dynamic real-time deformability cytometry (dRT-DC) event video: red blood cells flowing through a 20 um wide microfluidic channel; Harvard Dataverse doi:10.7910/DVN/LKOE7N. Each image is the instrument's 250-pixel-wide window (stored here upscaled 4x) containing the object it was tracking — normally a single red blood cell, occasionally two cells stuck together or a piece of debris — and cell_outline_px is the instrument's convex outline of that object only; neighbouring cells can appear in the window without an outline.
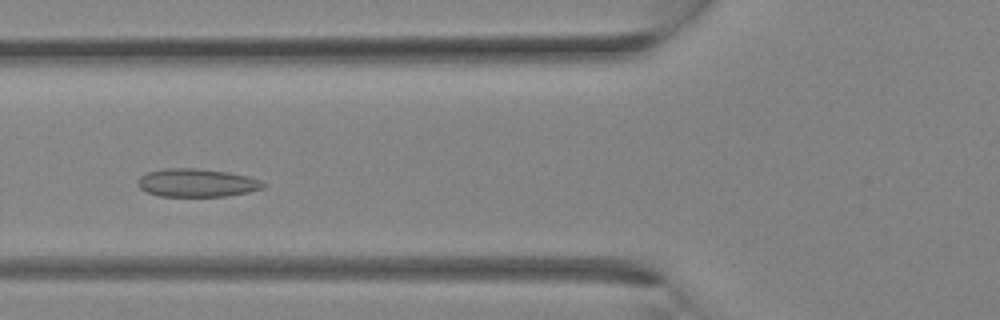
{"species": "Egyptian fruit bat (a non-hibernating species)", "species_latin": "Rousettus aegyptiacus", "temperature_condition": "room temperature", "stored_images_in_passage": 29, "camera_frame_rate_fps": 3000, "um_per_image_px": 0.085, "animal": {"sex": "female"}, "frame": {"image": 1, "passage_image": 10, "time_ms": 3.0, "image_size_px": [1000, 320], "cell_outline_px": [[264, 188], [248, 192], [224, 196], [160, 196], [148, 192], [140, 188], [140, 176], [148, 172], [164, 168], [196, 168], [228, 172], [248, 176], [260, 180], [264, 184]], "centroid_in_image_um": [16.75, 15.53], "position_along_channel_um": 109.0, "area_um2": 20.35}}
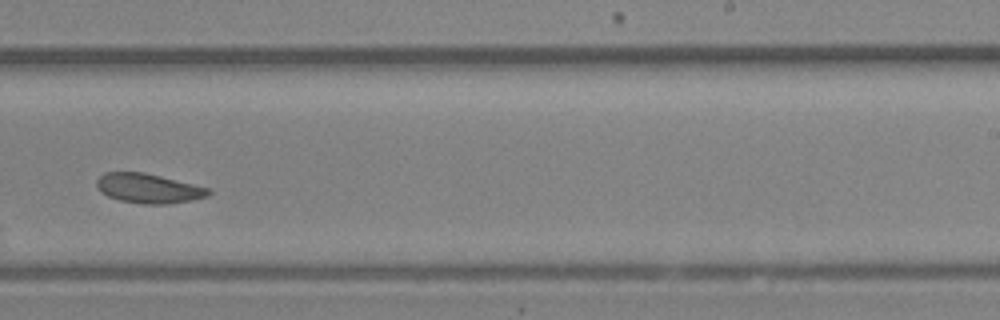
{"frame": {"image": 2, "passage_image": 18, "time_ms": 5.667, "image_size_px": [1000, 320], "cell_outline_px": [[212, 192], [208, 196], [192, 200], [164, 204], [144, 204], [120, 200], [108, 196], [100, 192], [96, 188], [96, 180], [104, 172], [144, 172], [208, 188]], "centroid_in_image_um": [12.58, 16.01], "position_along_channel_um": 276.4, "area_um2": 19.13}}
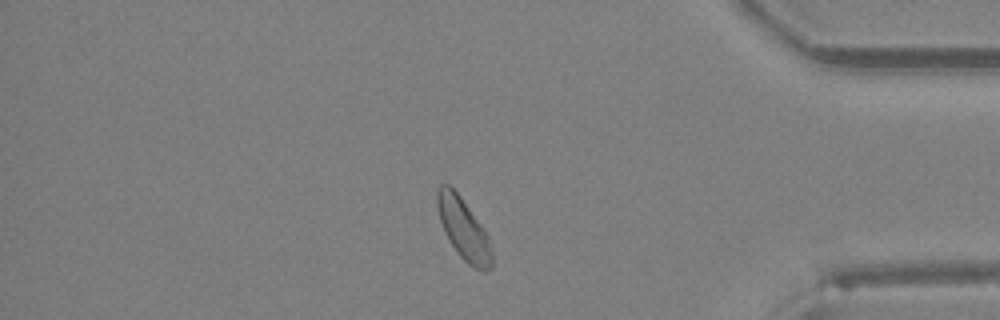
{"frame": {"image": 3, "passage_image": 25, "time_ms": 8.0, "image_size_px": [1000, 320], "cell_outline_px": [[492, 268], [484, 272], [472, 268], [456, 252], [448, 240], [444, 232], [440, 220], [436, 204], [436, 192], [440, 184], [448, 184], [460, 196], [480, 224], [488, 236], [492, 252]], "centroid_in_image_um": [39.39, 19.5], "position_along_channel_um": 395.8, "area_um2": 19.54}}